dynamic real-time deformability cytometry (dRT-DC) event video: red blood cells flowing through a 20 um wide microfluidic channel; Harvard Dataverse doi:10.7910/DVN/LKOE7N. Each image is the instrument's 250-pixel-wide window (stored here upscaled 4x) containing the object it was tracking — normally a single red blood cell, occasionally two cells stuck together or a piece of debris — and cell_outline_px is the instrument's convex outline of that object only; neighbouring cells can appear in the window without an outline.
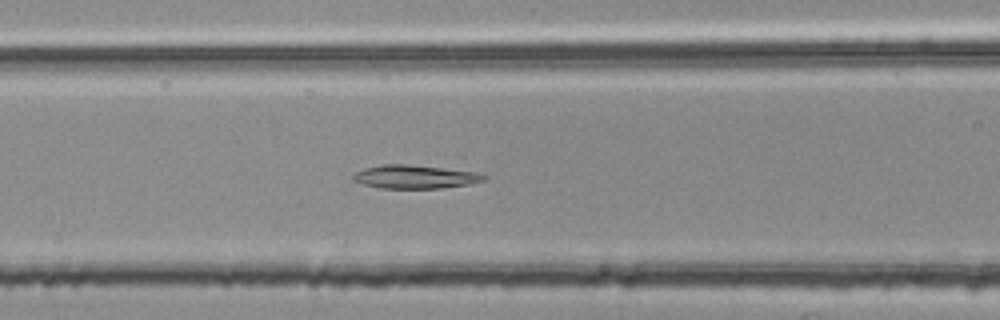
{"species": "common noctule bat (a hibernating species)", "species_latin": "Nyctalus noctula", "temperature_condition": "room temperature", "stored_images_in_passage": 54, "segment_of_instrument_passage": [2, 2], "camera_frame_rate_fps": 3000, "um_per_image_px": 0.085, "animal": {"sex": "female", "body_mass_g": 25.1}, "frame": {"image": 1, "passage_image": 23, "time_ms": 7.333, "image_size_px": [1000, 320], "cell_outline_px": [[488, 176], [484, 180], [468, 184], [440, 188], [380, 188], [364, 184], [352, 180], [352, 176], [356, 172], [364, 168], [380, 164], [408, 164], [476, 172]], "centroid_in_image_um": [35.23, 15.02], "position_along_channel_um": 131.4, "area_um2": 17.74}}
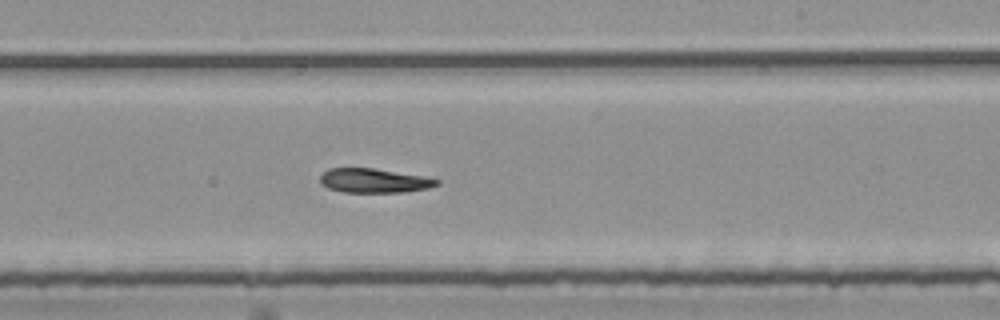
{"frame": {"image": 2, "passage_image": 33, "time_ms": 10.667, "image_size_px": [1000, 320], "cell_outline_px": [[440, 184], [428, 188], [404, 192], [344, 192], [328, 188], [320, 184], [320, 176], [328, 168], [372, 168], [424, 176], [440, 180]], "centroid_in_image_um": [31.79, 15.35], "position_along_channel_um": 257.2, "area_um2": 16.47}}
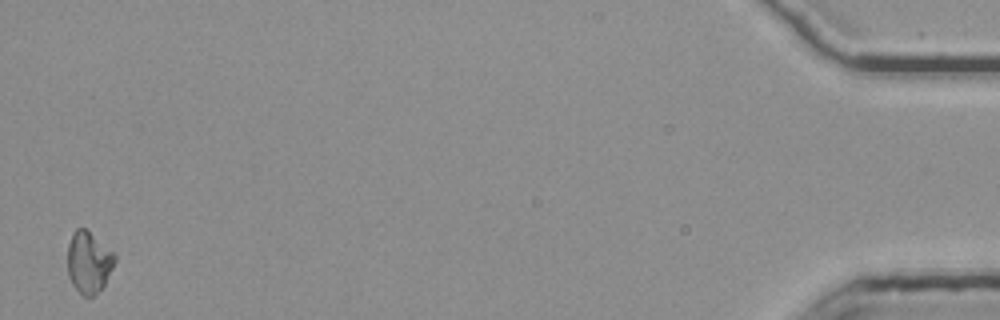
{"frame": {"image": 3, "passage_image": 54, "time_ms": 17.667, "image_size_px": [1000, 320], "cell_outline_px": [[116, 260], [104, 284], [92, 296], [84, 296], [72, 284], [68, 276], [68, 244], [76, 228], [84, 228], [112, 252], [116, 256]], "centroid_in_image_um": [7.52, 22.3], "position_along_channel_um": 427.7, "area_um2": 16.36}}